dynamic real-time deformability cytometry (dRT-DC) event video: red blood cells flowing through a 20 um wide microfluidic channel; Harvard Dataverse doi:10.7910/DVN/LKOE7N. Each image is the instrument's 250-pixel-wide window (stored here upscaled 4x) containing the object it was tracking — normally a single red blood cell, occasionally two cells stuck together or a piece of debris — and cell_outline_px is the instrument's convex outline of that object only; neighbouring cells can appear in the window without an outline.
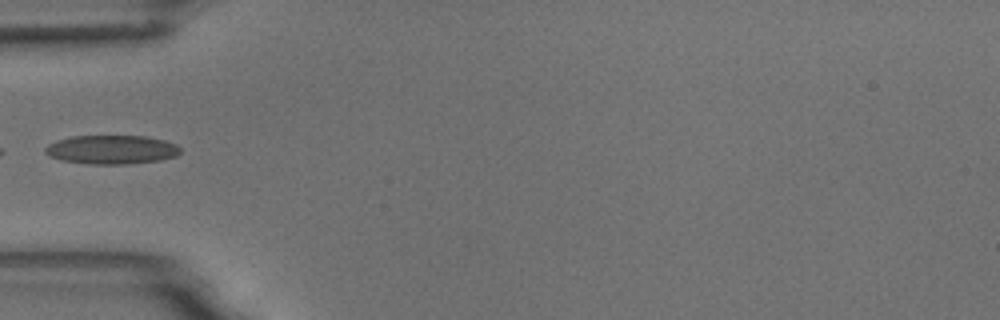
{"species": "common noctule bat (a hibernating species)", "species_latin": "Nyctalus noctula", "temperature_condition": "room temperature", "stored_images_in_passage": 4, "camera_frame_rate_fps": 3000, "um_per_image_px": 0.085, "animal": {"sex": "male", "body_mass_g": 18.8}, "frame": {"image": 1, "passage_image": 4, "time_ms": 3.667, "image_size_px": [1000, 320], "cell_outline_px": [[180, 152], [176, 156], [160, 160], [124, 164], [88, 164], [60, 160], [48, 156], [44, 152], [44, 148], [48, 144], [56, 140], [72, 136], [144, 136], [164, 140], [176, 144], [180, 148]], "centroid_in_image_um": [9.44, 12.72], "position_along_channel_um": 75.6, "area_um2": 22.83}}